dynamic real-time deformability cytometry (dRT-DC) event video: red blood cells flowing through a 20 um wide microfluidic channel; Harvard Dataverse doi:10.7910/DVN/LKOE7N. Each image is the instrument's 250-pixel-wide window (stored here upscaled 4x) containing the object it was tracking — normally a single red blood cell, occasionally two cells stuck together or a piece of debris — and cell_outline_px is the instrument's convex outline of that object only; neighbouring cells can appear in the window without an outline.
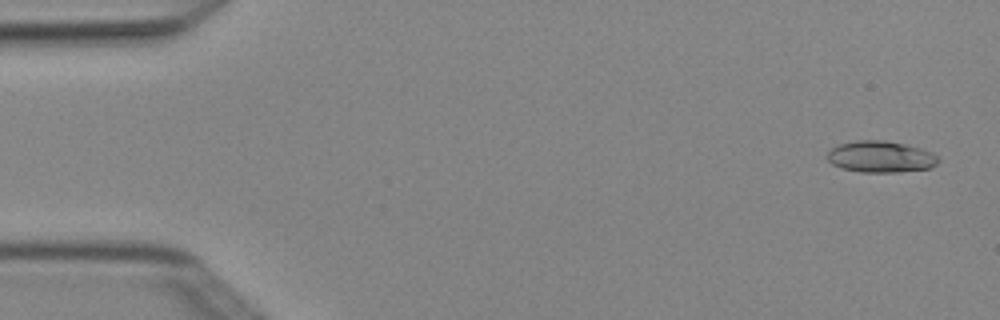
{"species": "Egyptian fruit bat (a non-hibernating species)", "species_latin": "Rousettus aegyptiacus", "temperature_condition": "cold", "stored_images_in_passage": 5, "camera_frame_rate_fps": 3000, "um_per_image_px": 0.085, "animal": {"sex": "female"}, "frame": {"image": 1, "passage_image": 1, "time_ms": 0.0, "image_size_px": [1000, 320], "cell_outline_px": [[940, 160], [932, 168], [896, 172], [860, 172], [840, 168], [832, 164], [828, 160], [828, 152], [832, 148], [840, 144], [856, 140], [884, 140], [904, 144], [920, 148], [932, 152], [940, 156]], "centroid_in_image_um": [74.89, 13.33], "position_along_channel_um": 10.1, "area_um2": 20.46}}